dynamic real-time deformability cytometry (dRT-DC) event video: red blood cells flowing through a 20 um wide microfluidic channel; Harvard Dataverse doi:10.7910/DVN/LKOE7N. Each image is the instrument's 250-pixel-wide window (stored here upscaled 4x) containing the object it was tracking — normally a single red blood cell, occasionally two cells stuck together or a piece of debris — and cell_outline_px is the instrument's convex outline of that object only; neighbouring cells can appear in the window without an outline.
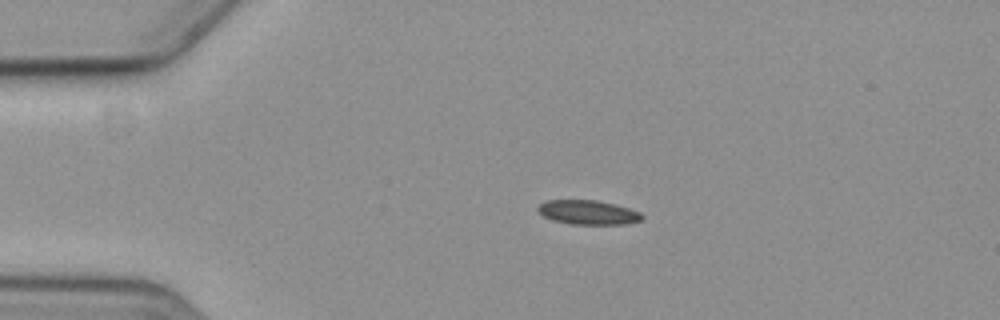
{"species": "common noctule bat (a hibernating species)", "species_latin": "Nyctalus noctula", "temperature_condition": "cold", "stored_images_in_passage": 58, "camera_frame_rate_fps": 3000, "um_per_image_px": 0.085, "animal": {"sex": "female", "body_mass_g": 19.3, "forearm_length_mm": 54.1}, "frame": {"image": 1, "passage_image": 13, "time_ms": 4.0, "image_size_px": [1000, 320], "cell_outline_px": [[644, 220], [628, 224], [572, 224], [552, 220], [544, 216], [536, 208], [540, 204], [548, 200], [596, 200], [616, 204], [640, 212], [644, 216]], "centroid_in_image_um": [50.03, 18.05], "position_along_channel_um": 35.0, "area_um2": 14.8}}
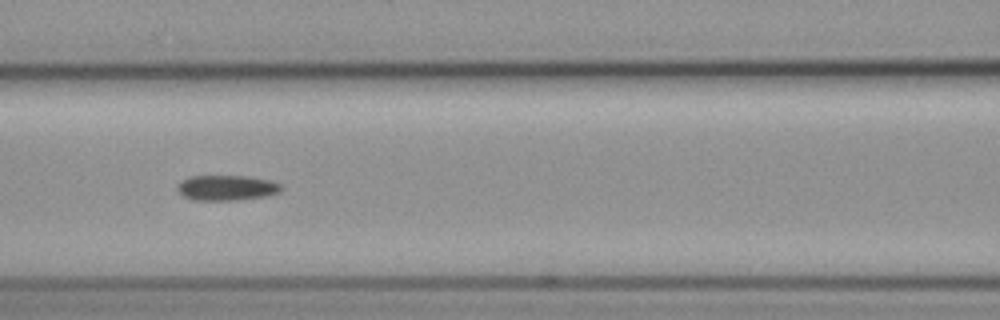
{"frame": {"image": 2, "passage_image": 26, "time_ms": 8.333, "image_size_px": [1000, 320], "cell_outline_px": [[284, 188], [280, 192], [268, 196], [236, 200], [192, 200], [184, 196], [176, 188], [188, 176], [248, 176], [272, 180], [280, 184]], "centroid_in_image_um": [19.33, 15.96], "position_along_channel_um": 147.3, "area_um2": 15.37}}
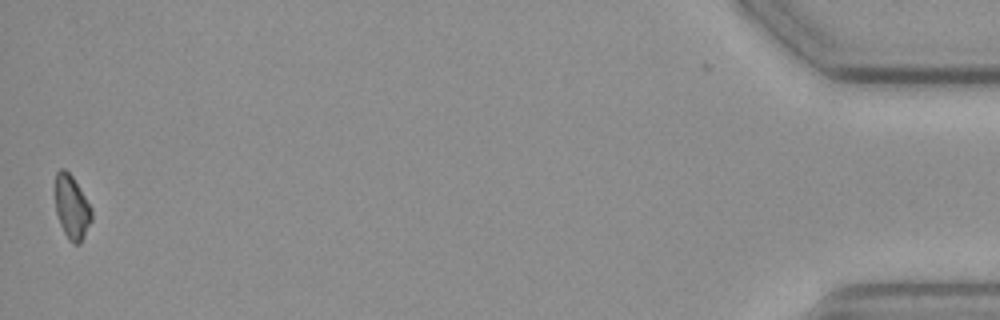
{"frame": {"image": 3, "passage_image": 58, "time_ms": 19.0, "image_size_px": [1000, 320], "cell_outline_px": [[92, 220], [80, 244], [72, 244], [68, 240], [60, 224], [56, 212], [56, 172], [60, 168], [64, 168], [72, 176], [92, 208]], "centroid_in_image_um": [6.11, 17.64], "position_along_channel_um": 429.1, "area_um2": 13.47}, "authors_computed_cell_mechanics": {"area_um2": 14.9702, "velocity_mm_per_s": 3.578, "shape_relaxation_time_tau1_ms": 7.4649, "shape_relaxation_time_tau2_ms": null, "deformation_change_tau1": 0.1234, "deformation_change_tau2": null}}